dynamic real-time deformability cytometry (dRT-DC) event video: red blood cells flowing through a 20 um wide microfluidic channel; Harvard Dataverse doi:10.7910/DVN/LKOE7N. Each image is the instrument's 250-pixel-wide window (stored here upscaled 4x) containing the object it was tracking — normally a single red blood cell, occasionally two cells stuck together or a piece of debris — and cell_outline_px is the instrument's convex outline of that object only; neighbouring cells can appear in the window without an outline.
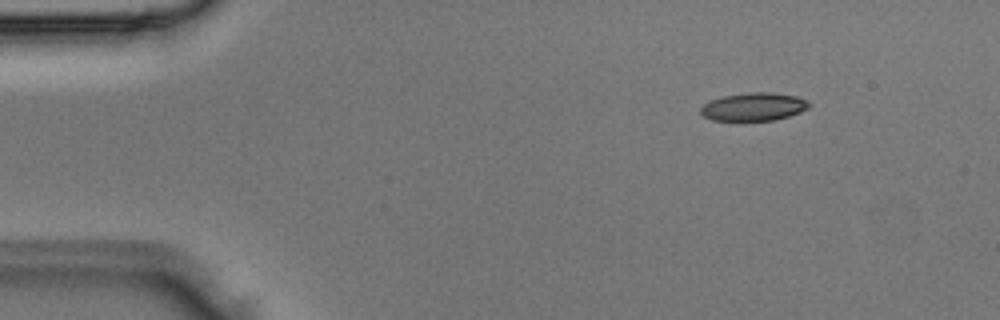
{"species": "Egyptian fruit bat (a non-hibernating species)", "species_latin": "Rousettus aegyptiacus", "temperature_condition": "room temperature", "stored_images_in_passage": 2, "camera_frame_rate_fps": 3000, "um_per_image_px": 0.085, "animal": {"sex": "male"}, "frame": {"image": 1, "passage_image": 1, "time_ms": 0.0, "image_size_px": [1000, 320], "cell_outline_px": [[808, 108], [800, 112], [776, 120], [712, 120], [704, 116], [700, 112], [700, 108], [704, 104], [712, 100], [724, 96], [748, 92], [772, 92], [796, 96], [804, 100], [808, 104]], "centroid_in_image_um": [64.04, 9.07], "position_along_channel_um": 21.0, "area_um2": 17.46}}